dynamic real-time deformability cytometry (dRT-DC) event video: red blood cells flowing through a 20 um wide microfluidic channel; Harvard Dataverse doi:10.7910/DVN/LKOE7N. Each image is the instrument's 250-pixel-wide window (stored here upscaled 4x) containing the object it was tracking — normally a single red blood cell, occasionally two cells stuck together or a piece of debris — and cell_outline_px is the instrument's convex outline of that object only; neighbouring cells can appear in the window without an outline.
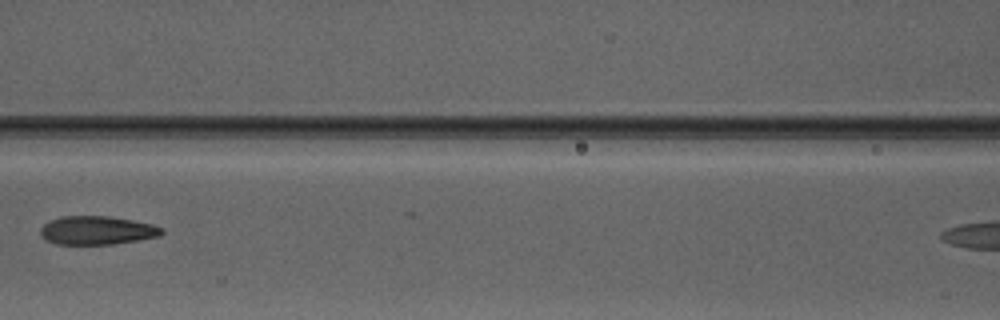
{"species": "Egyptian fruit bat (a non-hibernating species)", "species_latin": "Rousettus aegyptiacus", "temperature_condition": "warm", "stored_images_in_passage": 8, "segment_of_instrument_passage": [1, 2], "camera_frame_rate_fps": 3000, "um_per_image_px": 0.085, "animal": {"sex": "male"}, "frame": {"image": 1, "passage_image": 6, "time_ms": 7.0, "image_size_px": [1000, 320], "cell_outline_px": [[164, 232], [160, 236], [140, 240], [112, 244], [56, 244], [44, 240], [40, 232], [40, 228], [48, 220], [60, 216], [108, 216], [132, 220], [152, 224], [164, 228]], "centroid_in_image_um": [8.23, 19.58], "position_along_channel_um": 158.4, "area_um2": 20.4}}
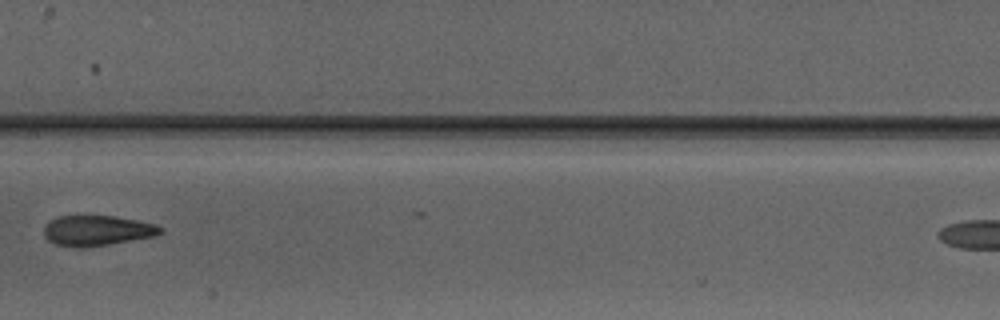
{"frame": {"image": 2, "passage_image": 7, "time_ms": 8.0, "image_size_px": [1000, 320], "cell_outline_px": [[164, 232], [156, 236], [108, 244], [80, 248], [76, 248], [56, 244], [48, 240], [44, 236], [44, 228], [52, 220], [60, 216], [116, 216], [156, 224], [164, 228]], "centroid_in_image_um": [8.3, 19.6], "position_along_channel_um": 199.1, "area_um2": 20.52}}